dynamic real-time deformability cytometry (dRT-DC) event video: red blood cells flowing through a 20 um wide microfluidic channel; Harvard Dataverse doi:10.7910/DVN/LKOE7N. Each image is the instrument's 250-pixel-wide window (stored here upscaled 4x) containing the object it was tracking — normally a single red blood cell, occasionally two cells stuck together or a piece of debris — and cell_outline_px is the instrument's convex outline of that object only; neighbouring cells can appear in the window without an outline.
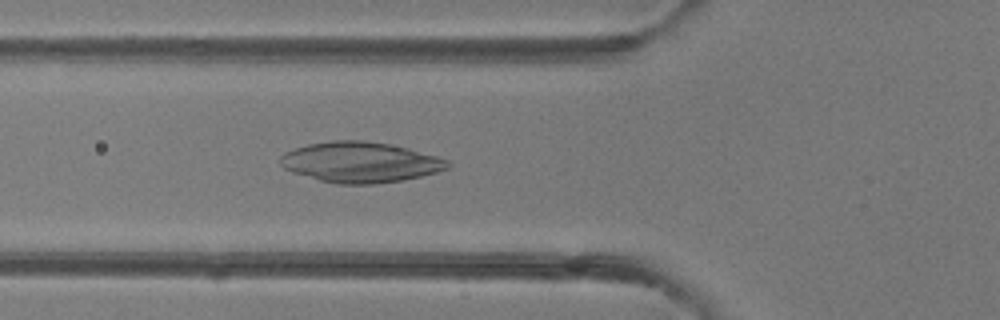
{"species": "common noctule bat (a hibernating species)", "species_latin": "Nyctalus noctula", "temperature_condition": "room temperature", "stored_images_in_passage": 35, "camera_frame_rate_fps": 3000, "um_per_image_px": 0.085, "animal": {"sex": "female"}, "frame": {"image": 1, "passage_image": 13, "time_ms": 4.0, "image_size_px": [1000, 320], "cell_outline_px": [[452, 164], [448, 168], [436, 172], [404, 180], [376, 184], [336, 184], [320, 180], [292, 172], [284, 168], [280, 164], [280, 156], [284, 152], [308, 144], [332, 140], [364, 140], [388, 144], [408, 148], [436, 156], [448, 160]], "centroid_in_image_um": [30.62, 13.79], "position_along_channel_um": 95.2, "area_um2": 39.54}}
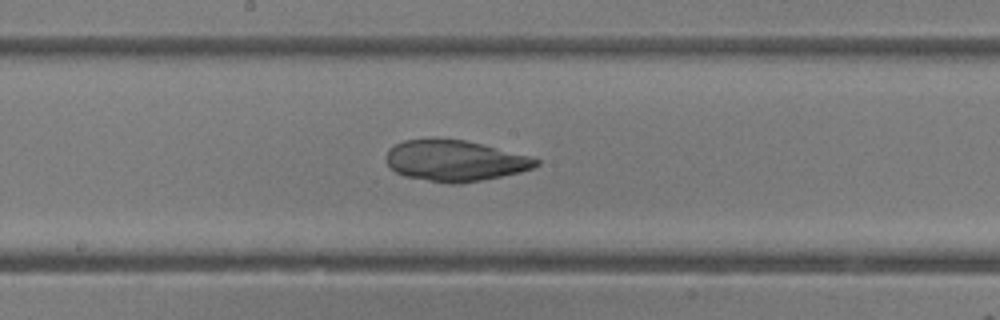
{"frame": {"image": 2, "passage_image": 21, "time_ms": 6.667, "image_size_px": [1000, 320], "cell_outline_px": [[540, 164], [532, 168], [520, 172], [460, 184], [452, 184], [404, 176], [396, 172], [388, 164], [388, 148], [404, 140], [464, 140], [528, 156], [540, 160]], "centroid_in_image_um": [38.67, 13.68], "position_along_channel_um": 209.5, "area_um2": 34.85}}
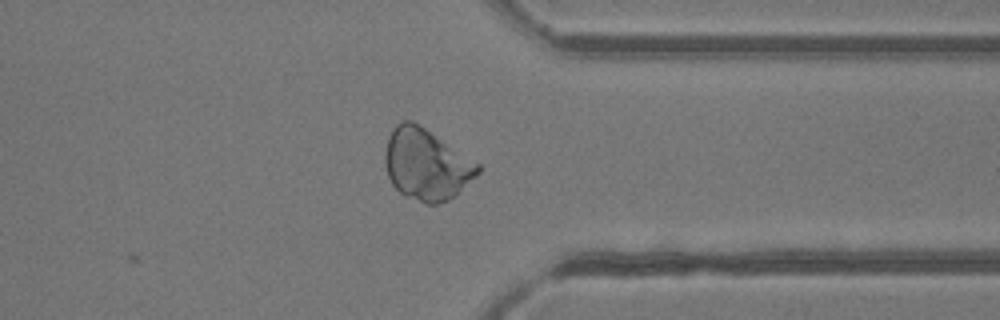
{"frame": {"image": 3, "passage_image": 33, "time_ms": 10.667, "image_size_px": [1000, 320], "cell_outline_px": [[480, 172], [456, 196], [448, 200], [436, 204], [424, 204], [404, 196], [392, 184], [388, 176], [384, 164], [384, 152], [388, 136], [392, 128], [396, 124], [404, 120], [412, 120], [420, 124], [480, 164]], "centroid_in_image_um": [36.22, 13.98], "position_along_channel_um": 375.2, "area_um2": 38.96}}